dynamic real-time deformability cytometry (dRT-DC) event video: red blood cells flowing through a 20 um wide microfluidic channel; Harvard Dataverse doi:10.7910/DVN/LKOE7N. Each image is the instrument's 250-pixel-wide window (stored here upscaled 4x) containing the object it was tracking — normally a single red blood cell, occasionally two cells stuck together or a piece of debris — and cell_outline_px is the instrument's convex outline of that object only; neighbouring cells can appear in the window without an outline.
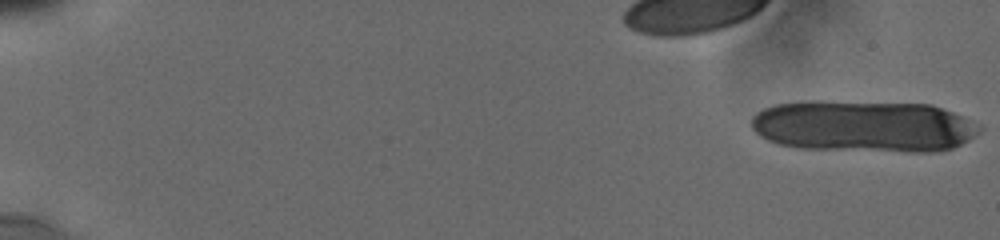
{"species": "human", "species_latin": "Homo sapiens", "temperature_condition": "cold", "stored_images_in_passage": 12, "camera_frame_rate_fps": 3000, "um_per_image_px": 0.085, "donor": {"sex": "male"}, "frame": {"image": 1, "passage_image": 1, "time_ms": 0.0, "image_size_px": [1000, 240], "cell_outline_px": [[984, 128], [980, 132], [968, 140], [952, 148], [932, 152], [908, 152], [800, 148], [780, 144], [768, 140], [760, 136], [752, 128], [752, 116], [756, 112], [764, 108], [776, 104], [804, 100], [816, 100], [932, 104], [972, 120], [980, 124]], "centroid_in_image_um": [73.42, 10.72], "position_along_channel_um": 11.6, "area_um2": 69.59}}
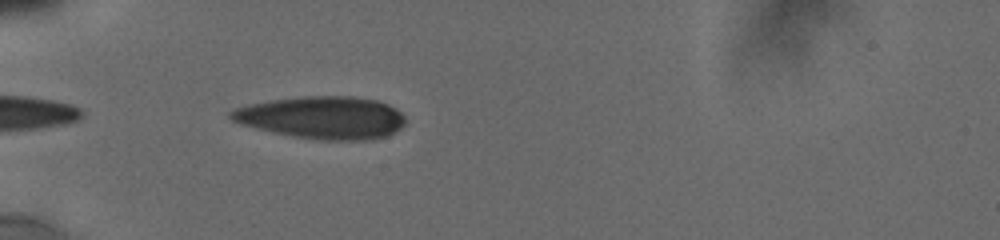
{"frame": {"image": 2, "passage_image": 12, "time_ms": 6.333, "image_size_px": [1000, 240], "cell_outline_px": [[404, 124], [400, 128], [388, 136], [372, 140], [320, 140], [292, 136], [272, 132], [240, 124], [232, 120], [228, 116], [228, 112], [232, 108], [248, 104], [272, 100], [304, 96], [352, 96], [376, 100], [388, 104], [396, 108], [404, 116]], "centroid_in_image_um": [27.38, 10.0], "position_along_channel_um": 57.6, "area_um2": 43.47}}